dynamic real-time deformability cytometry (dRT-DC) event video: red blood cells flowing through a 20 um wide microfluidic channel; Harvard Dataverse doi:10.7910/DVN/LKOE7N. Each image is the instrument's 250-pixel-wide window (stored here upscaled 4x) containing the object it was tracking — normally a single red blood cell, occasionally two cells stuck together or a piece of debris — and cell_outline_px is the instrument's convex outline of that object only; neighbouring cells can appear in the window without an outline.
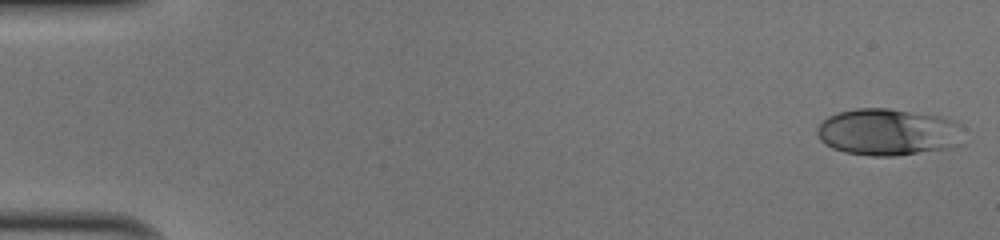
{"species": "human", "species_latin": "Homo sapiens", "temperature_condition": "cold", "stored_images_in_passage": 50, "camera_frame_rate_fps": 3000, "um_per_image_px": 0.085, "donor": {"sex": "male"}, "frame": {"image": 1, "passage_image": 1, "time_ms": 0.0, "image_size_px": [1000, 240], "cell_outline_px": [[964, 144], [952, 148], [896, 156], [872, 156], [844, 152], [832, 148], [824, 144], [820, 140], [816, 132], [816, 128], [828, 116], [836, 112], [856, 108], [888, 108], [940, 116], [960, 124]], "centroid_in_image_um": [75.5, 11.24], "position_along_channel_um": 9.5, "area_um2": 40.52}}
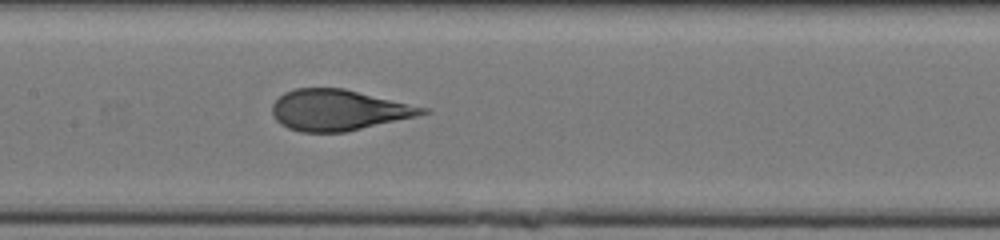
{"frame": {"image": 2, "passage_image": 25, "time_ms": 8.0, "image_size_px": [1000, 240], "cell_outline_px": [[432, 112], [416, 116], [344, 132], [300, 132], [288, 128], [280, 124], [272, 116], [272, 104], [284, 92], [296, 88], [344, 88], [432, 108]], "centroid_in_image_um": [28.8, 9.34], "position_along_channel_um": 178.6, "area_um2": 36.01}}
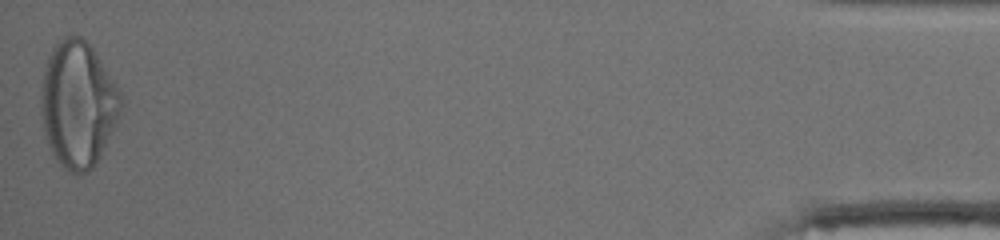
{"frame": {"image": 3, "passage_image": 50, "time_ms": 16.333, "image_size_px": [1000, 240], "cell_outline_px": [[124, 104], [100, 156], [92, 168], [88, 172], [76, 176], [68, 172], [60, 164], [52, 152], [48, 144], [40, 112], [40, 92], [44, 68], [48, 56], [52, 48], [60, 40], [68, 36], [80, 36], [92, 48], [124, 96]], "centroid_in_image_um": [6.62, 8.88], "position_along_channel_um": 428.6, "area_um2": 58.72}, "authors_computed_cell_mechanics": {"area_um2": 37.1654, "velocity_mm_per_s": 4.0548, "shape_relaxation_time_tau1_ms": 4.4013, "shape_relaxation_time_tau2_ms": null, "deformation_change_tau1": 0.2028, "deformation_change_tau2": null}}